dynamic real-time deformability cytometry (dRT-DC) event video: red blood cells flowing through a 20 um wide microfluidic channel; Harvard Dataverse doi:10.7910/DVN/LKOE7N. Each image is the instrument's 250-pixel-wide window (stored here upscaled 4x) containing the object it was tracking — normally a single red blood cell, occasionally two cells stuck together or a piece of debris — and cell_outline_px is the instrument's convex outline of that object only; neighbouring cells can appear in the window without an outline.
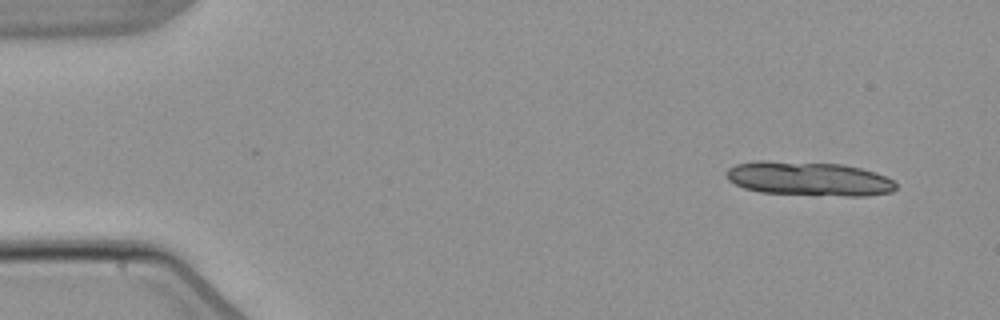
{"species": "common noctule bat (a hibernating species)", "species_latin": "Nyctalus noctula", "temperature_condition": "warm", "stored_images_in_passage": 4, "camera_frame_rate_fps": 3000, "um_per_image_px": 0.085, "animal": {"sex": "male", "body_mass_g": 21.5, "forearm_length_mm": 52.0}, "frame": {"image": 1, "passage_image": 1, "time_ms": 0.0, "image_size_px": [1000, 320], "cell_outline_px": [[896, 188], [892, 192], [868, 196], [844, 196], [760, 192], [744, 188], [728, 180], [724, 172], [728, 168], [736, 164], [756, 160], [764, 160], [844, 164], [876, 172], [892, 180], [896, 184]], "centroid_in_image_um": [68.73, 15.18], "position_along_channel_um": 16.3, "area_um2": 33.93}}